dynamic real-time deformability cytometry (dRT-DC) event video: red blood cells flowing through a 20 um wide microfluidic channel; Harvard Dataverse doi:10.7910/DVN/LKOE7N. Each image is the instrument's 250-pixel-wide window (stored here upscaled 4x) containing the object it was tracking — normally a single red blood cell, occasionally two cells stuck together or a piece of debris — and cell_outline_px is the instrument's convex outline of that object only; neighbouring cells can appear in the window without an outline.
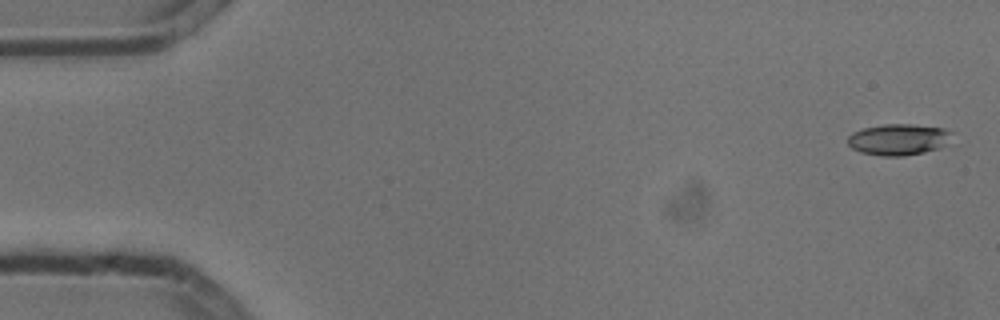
{"species": "common noctule bat (a hibernating species)", "species_latin": "Nyctalus noctula", "temperature_condition": "cold", "stored_images_in_passage": 6, "segment_of_instrument_passage": [1, 2], "camera_frame_rate_fps": 3000, "um_per_image_px": 0.085, "animal": {"sex": "male", "body_mass_g": 13.3}, "frame": {"image": 1, "passage_image": 1, "time_ms": 0.0, "image_size_px": [1000, 320], "cell_outline_px": [[952, 132], [944, 144], [940, 148], [924, 152], [904, 156], [884, 156], [860, 152], [852, 148], [848, 144], [848, 136], [852, 132], [864, 128], [884, 124], [912, 124], [944, 128]], "centroid_in_image_um": [76.34, 11.85], "position_along_channel_um": 8.7, "area_um2": 18.84}}
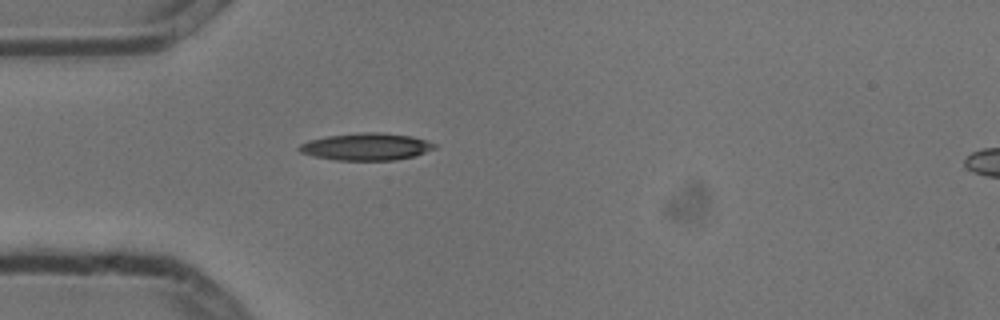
{"frame": {"image": 2, "passage_image": 5, "time_ms": 1.333, "image_size_px": [1000, 320], "cell_outline_px": [[436, 148], [416, 156], [396, 160], [336, 160], [312, 156], [300, 152], [296, 148], [300, 144], [308, 140], [328, 136], [364, 132], [380, 132], [412, 136], [436, 144]], "centroid_in_image_um": [31.12, 12.47], "position_along_channel_um": 53.9, "area_um2": 21.5}}